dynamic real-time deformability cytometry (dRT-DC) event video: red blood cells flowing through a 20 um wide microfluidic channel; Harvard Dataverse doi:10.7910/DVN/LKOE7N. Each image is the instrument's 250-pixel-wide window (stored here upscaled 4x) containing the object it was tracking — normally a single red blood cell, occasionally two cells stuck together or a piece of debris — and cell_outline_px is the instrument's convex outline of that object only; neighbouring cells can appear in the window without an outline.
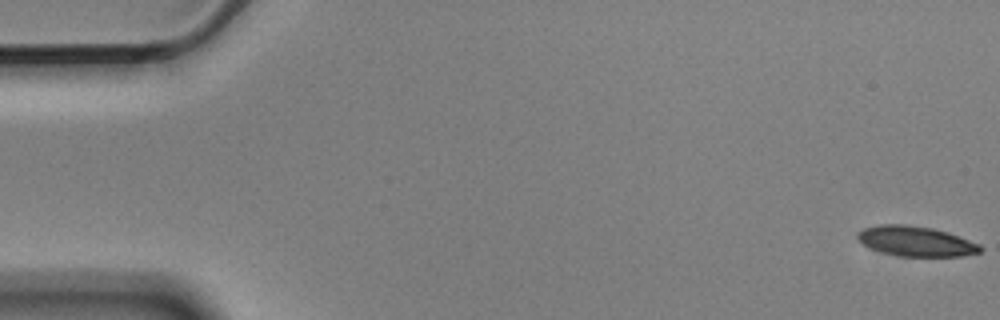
{"species": "Egyptian fruit bat (a non-hibernating species)", "species_latin": "Rousettus aegyptiacus", "temperature_condition": "cold", "stored_images_in_passage": 6, "camera_frame_rate_fps": 3000, "um_per_image_px": 0.085, "animal": {"sex": "male"}, "frame": {"image": 1, "passage_image": 1, "time_ms": 0.0, "image_size_px": [1000, 320], "cell_outline_px": [[984, 248], [980, 252], [960, 256], [896, 256], [880, 252], [864, 244], [856, 236], [856, 232], [864, 228], [880, 224], [908, 224], [932, 228], [948, 232], [980, 244]], "centroid_in_image_um": [77.85, 20.5], "position_along_channel_um": 7.2, "area_um2": 21.56}}